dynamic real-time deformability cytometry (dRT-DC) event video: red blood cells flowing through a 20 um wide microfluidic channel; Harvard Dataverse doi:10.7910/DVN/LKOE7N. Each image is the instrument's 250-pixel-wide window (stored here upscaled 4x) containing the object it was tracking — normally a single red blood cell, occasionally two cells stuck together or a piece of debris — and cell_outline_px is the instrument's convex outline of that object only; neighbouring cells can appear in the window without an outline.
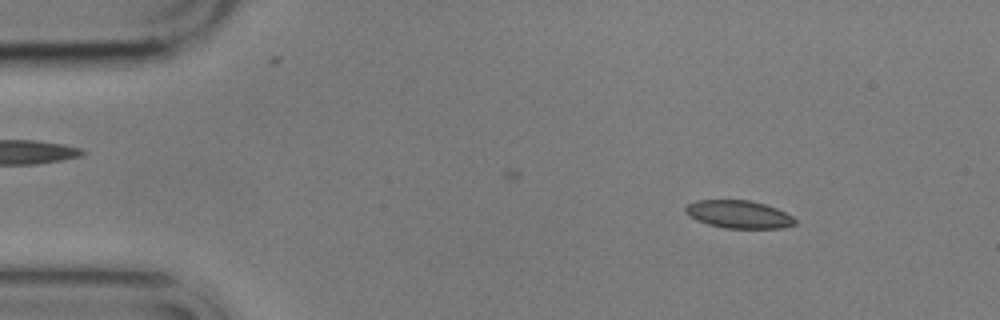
{"species": "common noctule bat (a hibernating species)", "species_latin": "Nyctalus noctula", "temperature_condition": "cold", "stored_images_in_passage": 5, "camera_frame_rate_fps": 3000, "um_per_image_px": 0.085, "animal": {"sex": "male", "body_mass_g": 17.9}, "frame": {"image": 1, "passage_image": 1, "time_ms": 0.0, "image_size_px": [1000, 320], "cell_outline_px": [[796, 224], [780, 228], [724, 228], [708, 224], [696, 220], [688, 216], [684, 212], [684, 208], [688, 204], [696, 200], [748, 200], [764, 204], [776, 208], [792, 216], [796, 220]], "centroid_in_image_um": [62.75, 18.22], "position_along_channel_um": 22.2, "area_um2": 17.74}}
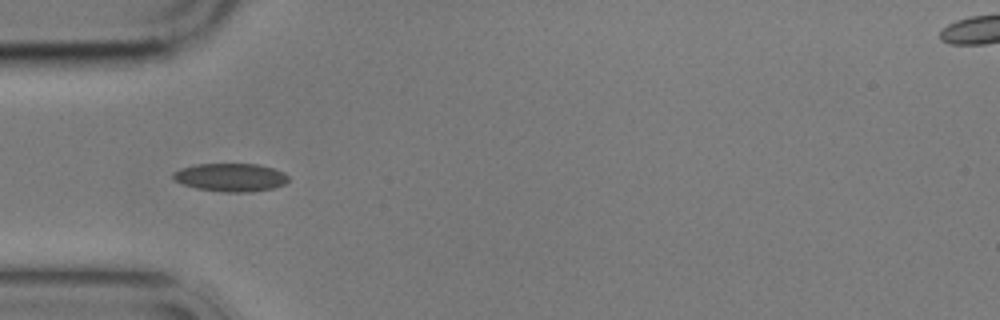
{"frame": {"image": 2, "passage_image": 4, "time_ms": 3.333, "image_size_px": [1000, 320], "cell_outline_px": [[288, 180], [284, 184], [272, 188], [252, 192], [224, 192], [196, 188], [184, 184], [176, 180], [172, 176], [172, 172], [180, 168], [196, 164], [256, 164], [272, 168], [284, 172], [288, 176]], "centroid_in_image_um": [19.6, 15.07], "position_along_channel_um": 65.4, "area_um2": 18.84}}
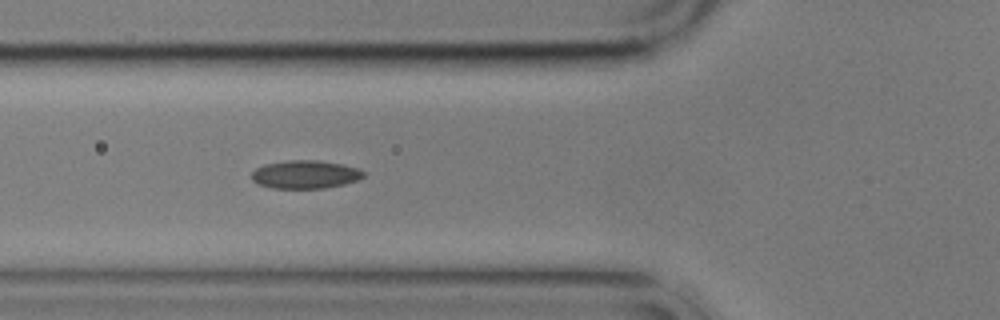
{"frame": {"image": 3, "passage_image": 5, "time_ms": 4.333, "image_size_px": [1000, 320], "cell_outline_px": [[364, 176], [356, 180], [344, 184], [324, 188], [272, 188], [256, 184], [252, 180], [252, 172], [256, 168], [264, 164], [288, 160], [316, 160], [340, 164], [356, 168], [364, 172]], "centroid_in_image_um": [25.89, 14.83], "position_along_channel_um": 99.9, "area_um2": 18.26}}